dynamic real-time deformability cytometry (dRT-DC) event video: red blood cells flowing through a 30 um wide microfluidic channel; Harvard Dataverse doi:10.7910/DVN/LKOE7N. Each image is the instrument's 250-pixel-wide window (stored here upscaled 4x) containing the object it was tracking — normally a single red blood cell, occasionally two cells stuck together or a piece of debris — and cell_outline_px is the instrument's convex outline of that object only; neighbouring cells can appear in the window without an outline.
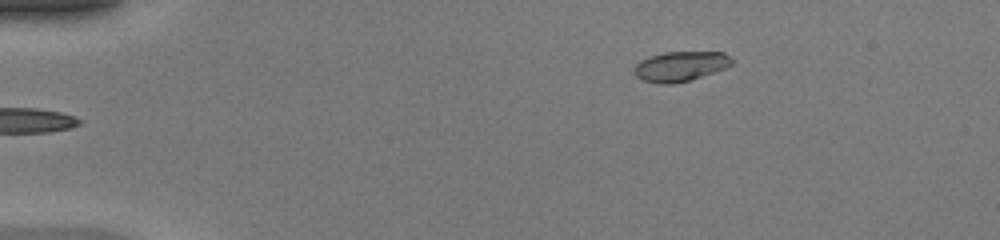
{"species": "common noctule bat (a hibernating species)", "species_latin": "Nyctalus noctula", "temperature_condition": "warm", "stored_images_in_passage": 42, "camera_frame_rate_fps": 3000, "um_per_image_px": 0.085, "animal": {"sex": "female", "body_mass_g": 20.0, "forearm_length_mm": 54.0}, "frame": {"image": 1, "passage_image": 1, "time_ms": 0.0, "image_size_px": [1000, 240], "cell_outline_px": [[732, 64], [724, 68], [688, 80], [672, 84], [660, 84], [644, 80], [636, 76], [632, 72], [632, 68], [640, 60], [648, 56], [664, 52], [724, 52], [732, 60]], "centroid_in_image_um": [57.76, 5.62], "position_along_channel_um": 27.2, "area_um2": 16.88}}
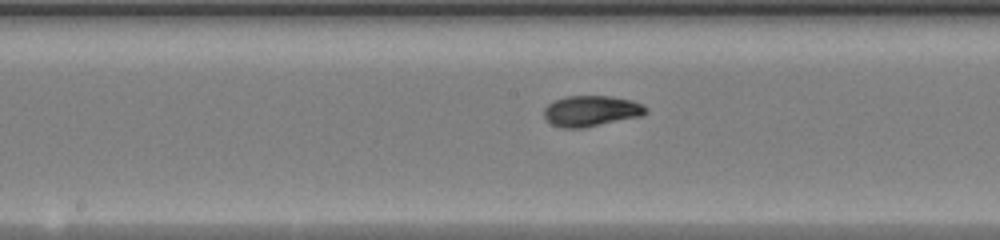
{"frame": {"image": 2, "passage_image": 19, "time_ms": 6.0, "image_size_px": [1000, 240], "cell_outline_px": [[648, 112], [640, 116], [584, 128], [560, 128], [544, 120], [544, 108], [552, 100], [568, 96], [608, 96], [632, 100], [644, 104], [648, 108]], "centroid_in_image_um": [50.23, 9.43], "position_along_channel_um": 198.0, "area_um2": 18.5}}
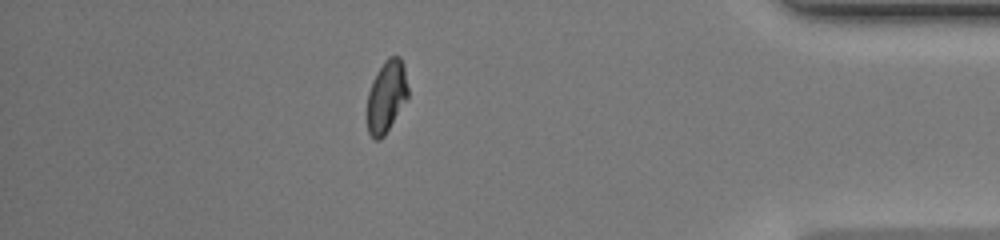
{"frame": {"image": 3, "passage_image": 36, "time_ms": 11.667, "image_size_px": [1000, 240], "cell_outline_px": [[408, 96], [384, 136], [380, 140], [372, 140], [368, 132], [368, 92], [372, 80], [376, 72], [384, 60], [388, 56], [400, 56], [404, 68], [408, 88]], "centroid_in_image_um": [32.83, 8.18], "position_along_channel_um": 402.4, "area_um2": 17.05}, "authors_computed_cell_mechanics": {"area_um2": 17.7735, "velocity_mm_per_s": 4.2242, "shape_relaxation_time_tau1_ms": 5.7673, "shape_relaxation_time_tau2_ms": 0.9274, "deformation_change_tau1": 0.2107, "deformation_change_tau2": 0.0402}}